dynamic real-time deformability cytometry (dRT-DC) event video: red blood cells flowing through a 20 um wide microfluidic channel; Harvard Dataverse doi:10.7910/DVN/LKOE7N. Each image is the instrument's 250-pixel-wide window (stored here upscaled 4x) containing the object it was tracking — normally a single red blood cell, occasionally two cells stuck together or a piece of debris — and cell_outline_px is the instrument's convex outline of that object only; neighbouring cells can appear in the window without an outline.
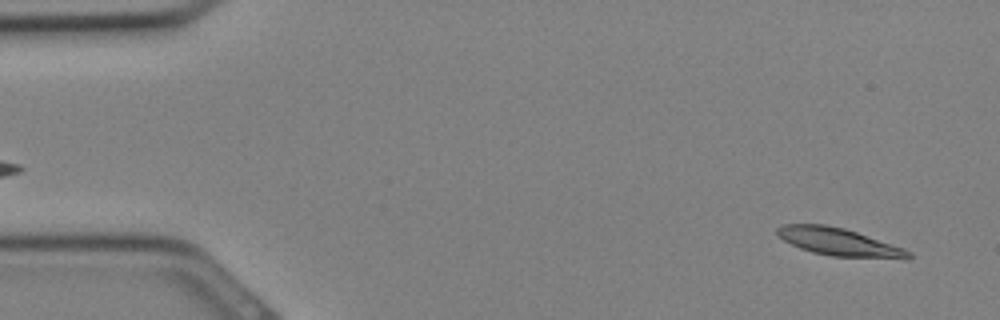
{"species": "Egyptian fruit bat (a non-hibernating species)", "species_latin": "Rousettus aegyptiacus", "temperature_condition": "cold", "stored_images_in_passage": 31, "camera_frame_rate_fps": 3000, "um_per_image_px": 0.085, "animal": {"sex": "female"}, "frame": {"image": 1, "passage_image": 2, "time_ms": 0.333, "image_size_px": [1000, 320], "cell_outline_px": [[912, 256], [908, 260], [832, 256], [812, 252], [800, 248], [784, 240], [776, 232], [776, 228], [784, 224], [824, 224], [844, 228], [904, 248], [912, 252]], "centroid_in_image_um": [71.38, 20.59], "position_along_channel_um": 13.6, "area_um2": 21.27}}
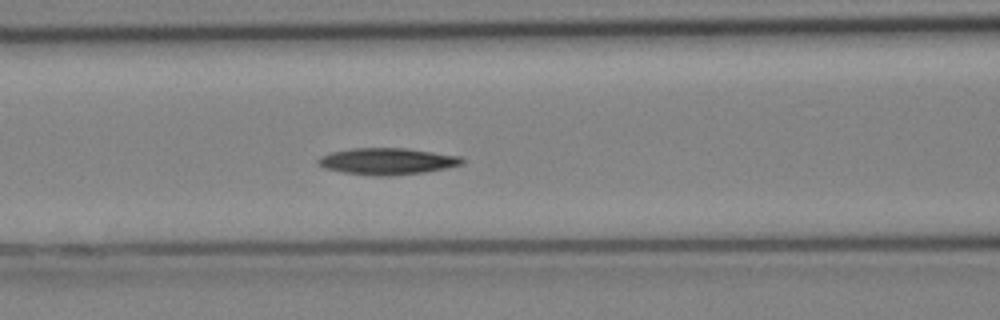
{"frame": {"image": 2, "passage_image": 13, "time_ms": 4.0, "image_size_px": [1000, 320], "cell_outline_px": [[464, 164], [424, 172], [388, 176], [376, 176], [344, 172], [324, 168], [316, 160], [320, 156], [332, 152], [352, 148], [408, 148], [460, 156], [464, 160]], "centroid_in_image_um": [32.92, 13.7], "position_along_channel_um": 133.7, "area_um2": 22.2}}
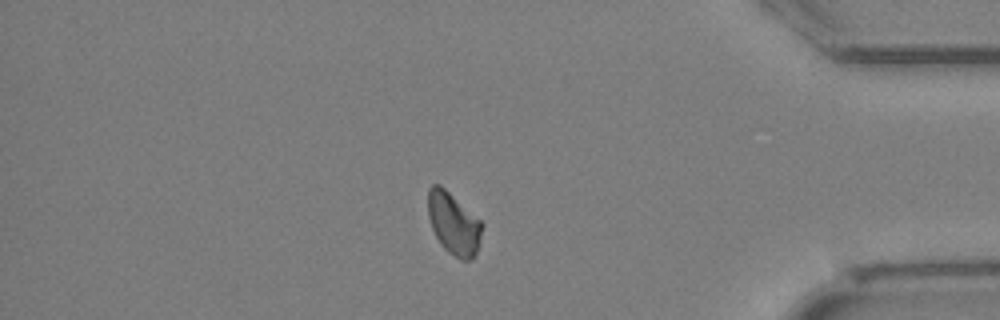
{"frame": {"image": 3, "passage_image": 27, "time_ms": 8.667, "image_size_px": [1000, 320], "cell_outline_px": [[484, 224], [480, 240], [476, 252], [472, 260], [460, 260], [448, 252], [440, 244], [432, 228], [428, 216], [428, 188], [432, 184], [440, 184], [480, 220]], "centroid_in_image_um": [38.55, 19.01], "position_along_channel_um": 396.6, "area_um2": 19.54}}